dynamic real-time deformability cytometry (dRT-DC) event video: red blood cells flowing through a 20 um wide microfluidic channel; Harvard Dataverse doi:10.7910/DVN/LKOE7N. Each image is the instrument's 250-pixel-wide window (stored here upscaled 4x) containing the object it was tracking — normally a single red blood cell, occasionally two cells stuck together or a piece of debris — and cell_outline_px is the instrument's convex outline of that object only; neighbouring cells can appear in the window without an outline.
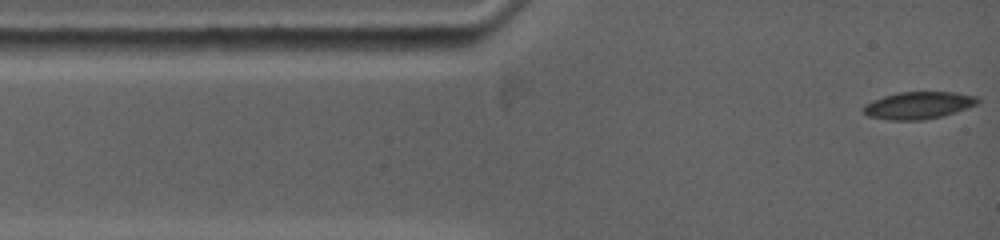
{"species": "common noctule bat (a hibernating species)", "species_latin": "Nyctalus noctula", "temperature_condition": "warm", "stored_images_in_passage": 32, "camera_frame_rate_fps": 5000, "um_per_image_px": 0.085, "animal": {"sex": "female", "body_mass_g": 19.0, "forearm_length_mm": 53.3}, "frame": {"image": 1, "passage_image": 1, "time_ms": 0.0, "image_size_px": [1000, 240], "cell_outline_px": [[980, 100], [976, 104], [968, 108], [944, 116], [920, 120], [888, 120], [868, 116], [860, 108], [864, 104], [872, 100], [884, 96], [900, 92], [952, 92], [980, 96]], "centroid_in_image_um": [78.07, 8.95], "position_along_channel_um": 6.9, "area_um2": 18.32}}
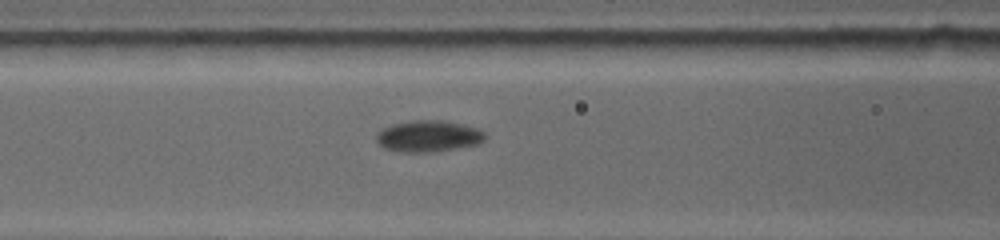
{"frame": {"image": 2, "passage_image": 24, "time_ms": 4.6, "image_size_px": [1000, 240], "cell_outline_px": [[484, 140], [476, 144], [424, 152], [412, 152], [388, 148], [380, 144], [376, 140], [376, 136], [384, 128], [392, 124], [412, 120], [444, 120], [460, 124], [484, 132]], "centroid_in_image_um": [36.38, 11.54], "position_along_channel_um": 130.2, "area_um2": 18.96}}
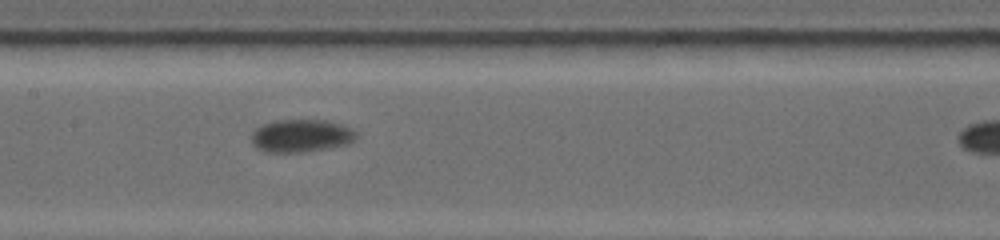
{"frame": {"image": 3, "passage_image": 31, "time_ms": 6.0, "image_size_px": [1000, 240], "cell_outline_px": [[356, 136], [352, 140], [340, 144], [320, 148], [296, 152], [276, 152], [260, 148], [252, 140], [252, 132], [256, 128], [264, 124], [276, 120], [324, 120], [340, 124], [352, 128], [356, 132]], "centroid_in_image_um": [25.57, 11.49], "position_along_channel_um": 181.8, "area_um2": 19.02}}